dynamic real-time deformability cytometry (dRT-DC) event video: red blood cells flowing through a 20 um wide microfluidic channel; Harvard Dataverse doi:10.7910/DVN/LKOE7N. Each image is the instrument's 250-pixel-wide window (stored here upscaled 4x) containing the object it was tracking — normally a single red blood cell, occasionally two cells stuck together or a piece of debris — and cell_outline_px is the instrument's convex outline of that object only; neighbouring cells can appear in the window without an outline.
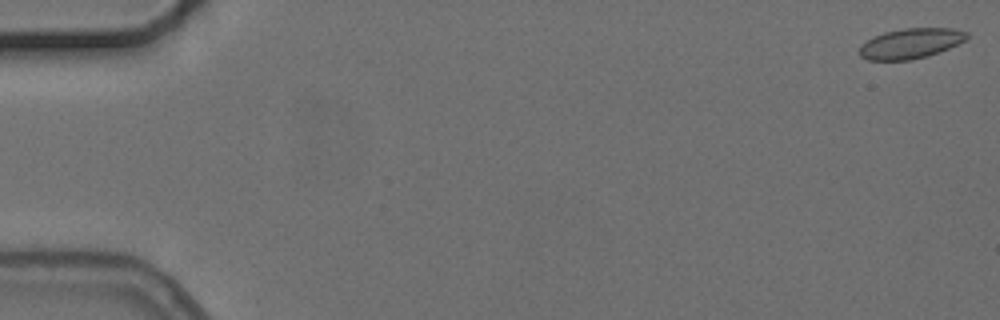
{"species": "common noctule bat (a hibernating species)", "species_latin": "Nyctalus noctula", "temperature_condition": "cold", "stored_images_in_passage": 5, "camera_frame_rate_fps": 3000, "um_per_image_px": 0.085, "animal": {"sex": "female", "body_mass_g": 24.6, "forearm_length_mm": 56.2}, "frame": {"image": 1, "passage_image": 1, "time_ms": 0.0, "image_size_px": [1000, 320], "cell_outline_px": [[968, 36], [964, 40], [948, 48], [928, 56], [912, 60], [868, 60], [860, 56], [860, 44], [884, 32], [904, 28], [952, 28], [968, 32]], "centroid_in_image_um": [77.39, 3.69], "position_along_channel_um": 7.6, "area_um2": 18.73}}
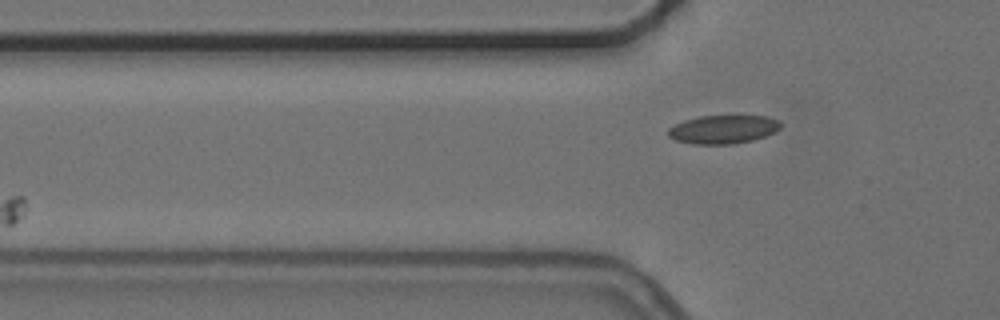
{"frame": {"image": 2, "passage_image": 5, "time_ms": 5.667, "image_size_px": [1000, 320], "cell_outline_px": [[780, 128], [776, 132], [752, 140], [732, 144], [692, 144], [676, 140], [668, 136], [668, 128], [684, 120], [700, 116], [768, 116], [780, 120]], "centroid_in_image_um": [61.48, 10.99], "position_along_channel_um": 64.3, "area_um2": 18.67}}